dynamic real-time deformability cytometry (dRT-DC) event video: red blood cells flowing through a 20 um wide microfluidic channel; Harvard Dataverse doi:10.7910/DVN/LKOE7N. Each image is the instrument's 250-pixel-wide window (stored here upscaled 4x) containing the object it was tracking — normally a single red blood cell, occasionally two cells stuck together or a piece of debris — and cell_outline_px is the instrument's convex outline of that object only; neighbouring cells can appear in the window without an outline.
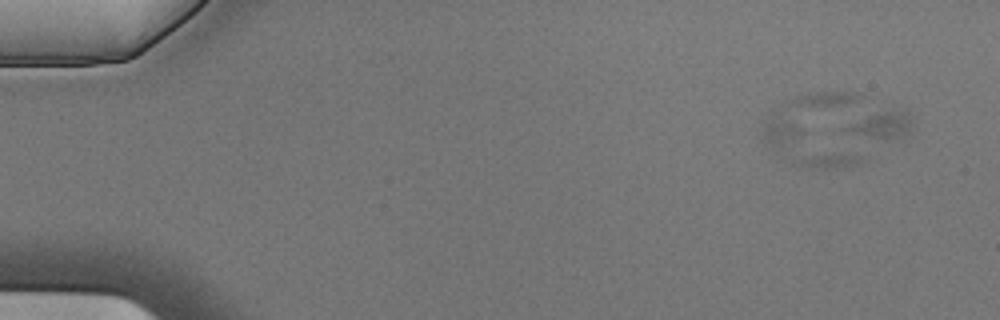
{"species": "Egyptian fruit bat (a non-hibernating species)", "species_latin": "Rousettus aegyptiacus", "temperature_condition": "cold", "stored_images_in_passage": 3, "camera_frame_rate_fps": 3000, "um_per_image_px": 0.085, "animal": {"sex": "male"}, "frame": {"image": 1, "passage_image": 1, "time_ms": 0.0, "image_size_px": [1000, 320], "cell_outline_px": [[912, 132], [900, 140], [844, 132], [836, 128], [876, 112], [900, 104], [908, 108], [912, 120]], "centroid_in_image_um": [75.06, 10.53], "position_along_channel_um": 9.9, "area_um2": 11.5}}